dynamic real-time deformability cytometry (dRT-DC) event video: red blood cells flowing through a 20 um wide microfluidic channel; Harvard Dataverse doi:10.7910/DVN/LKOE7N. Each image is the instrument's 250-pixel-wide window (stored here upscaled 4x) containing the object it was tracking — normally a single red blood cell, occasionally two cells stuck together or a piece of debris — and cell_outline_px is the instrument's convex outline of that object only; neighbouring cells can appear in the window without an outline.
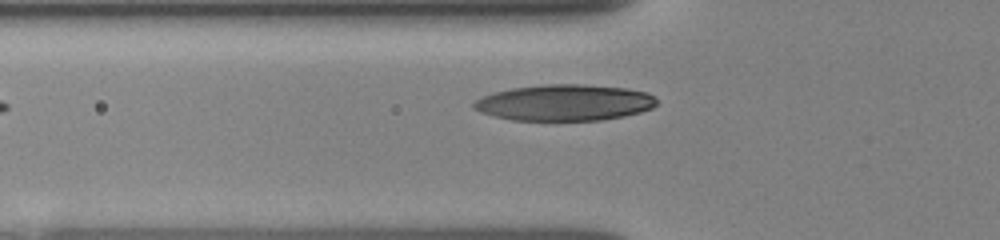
{"species": "human", "species_latin": "Homo sapiens", "temperature_condition": "room temperature", "stored_images_in_passage": 38, "camera_frame_rate_fps": 3000, "um_per_image_px": 0.085, "donor": {"sex": "female"}, "frame": {"image": 1, "passage_image": 8, "time_ms": 2.333, "image_size_px": [1000, 240], "cell_outline_px": [[652, 104], [644, 108], [632, 112], [612, 116], [576, 120], [544, 120], [512, 92], [532, 88], [608, 88], [636, 92], [648, 96]], "centroid_in_image_um": [49.43, 8.71], "position_along_channel_um": 76.4, "area_um2": 24.51}}
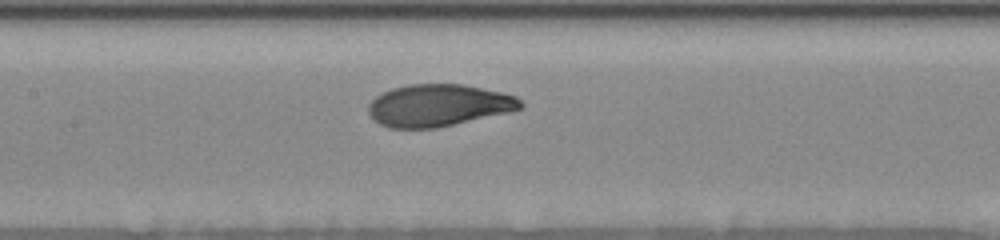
{"frame": {"image": 2, "passage_image": 15, "time_ms": 4.667, "image_size_px": [1000, 240], "cell_outline_px": [[520, 104], [512, 108], [440, 124], [396, 124], [380, 100], [384, 96], [408, 88], [464, 88], [508, 96], [516, 100]], "centroid_in_image_um": [37.62, 8.91], "position_along_channel_um": 169.8, "area_um2": 26.59}}
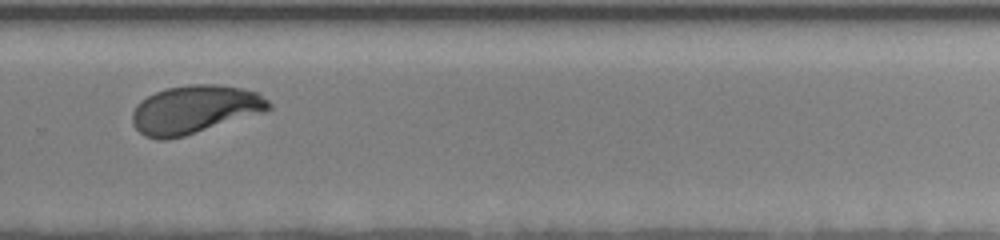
{"frame": {"image": 3, "passage_image": 26, "time_ms": 8.333, "image_size_px": [1000, 240], "cell_outline_px": [[264, 108], [176, 136], [152, 136], [164, 92], [180, 88], [224, 88], [252, 96], [260, 100], [264, 104]], "centroid_in_image_um": [17.05, 9.28], "position_along_channel_um": 312.7, "area_um2": 25.66}}